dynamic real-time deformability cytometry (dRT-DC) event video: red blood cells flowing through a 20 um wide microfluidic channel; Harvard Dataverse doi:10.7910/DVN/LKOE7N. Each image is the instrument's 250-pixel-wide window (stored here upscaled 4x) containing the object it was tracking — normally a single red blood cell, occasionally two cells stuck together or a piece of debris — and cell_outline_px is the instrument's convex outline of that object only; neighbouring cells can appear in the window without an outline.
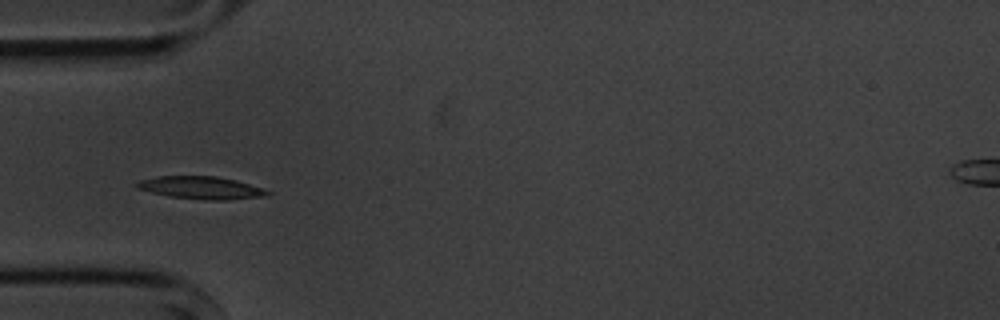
{"species": "common noctule bat (a hibernating species)", "species_latin": "Nyctalus noctula", "temperature_condition": "cold", "stored_images_in_passage": 7, "camera_frame_rate_fps": 3000, "um_per_image_px": 0.085, "animal": {"sex": "male", "body_mass_g": 20.1, "forearm_length_mm": 53.5}, "frame": {"image": 1, "passage_image": 5, "time_ms": 4.667, "image_size_px": [1000, 320], "cell_outline_px": [[272, 192], [268, 196], [228, 200], [204, 200], [168, 196], [136, 188], [132, 184], [140, 180], [156, 176], [216, 176], [236, 180]], "centroid_in_image_um": [17.06, 15.96], "position_along_channel_um": 67.9, "area_um2": 17.28}}
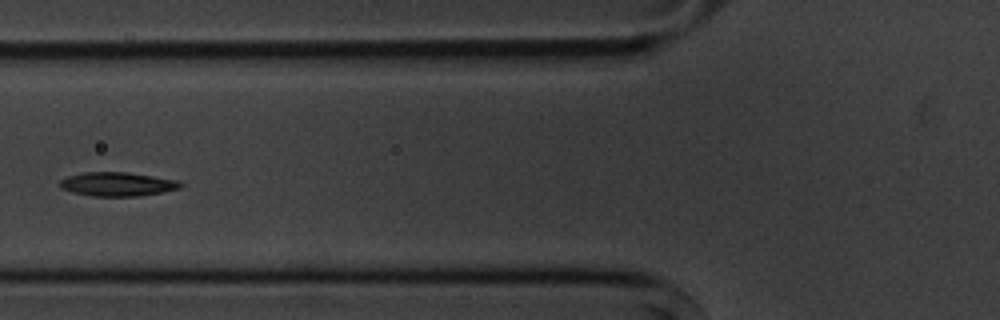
{"frame": {"image": 2, "passage_image": 6, "time_ms": 6.0, "image_size_px": [1000, 320], "cell_outline_px": [[184, 184], [180, 188], [140, 196], [92, 196], [72, 192], [60, 188], [60, 180], [68, 176], [84, 172], [128, 172], [176, 180]], "centroid_in_image_um": [9.95, 15.65], "position_along_channel_um": 115.8, "area_um2": 16.7}}
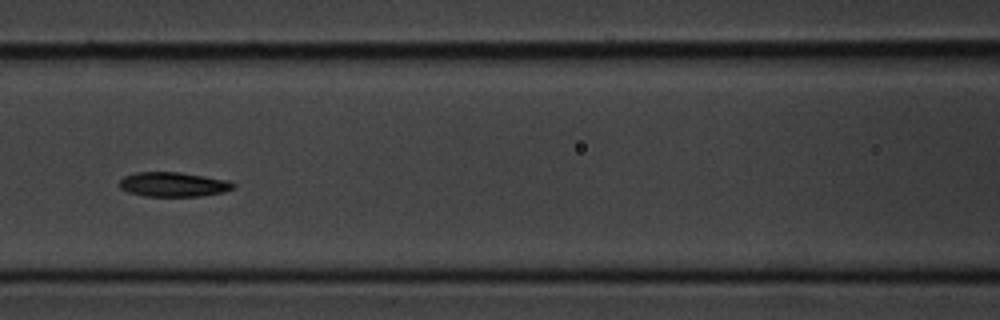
{"frame": {"image": 3, "passage_image": 7, "time_ms": 7.0, "image_size_px": [1000, 320], "cell_outline_px": [[236, 188], [224, 192], [200, 196], [144, 196], [128, 192], [120, 188], [120, 180], [124, 176], [136, 172], [180, 172], [228, 180], [236, 184]], "centroid_in_image_um": [14.76, 15.67], "position_along_channel_um": 151.8, "area_um2": 16.36}}